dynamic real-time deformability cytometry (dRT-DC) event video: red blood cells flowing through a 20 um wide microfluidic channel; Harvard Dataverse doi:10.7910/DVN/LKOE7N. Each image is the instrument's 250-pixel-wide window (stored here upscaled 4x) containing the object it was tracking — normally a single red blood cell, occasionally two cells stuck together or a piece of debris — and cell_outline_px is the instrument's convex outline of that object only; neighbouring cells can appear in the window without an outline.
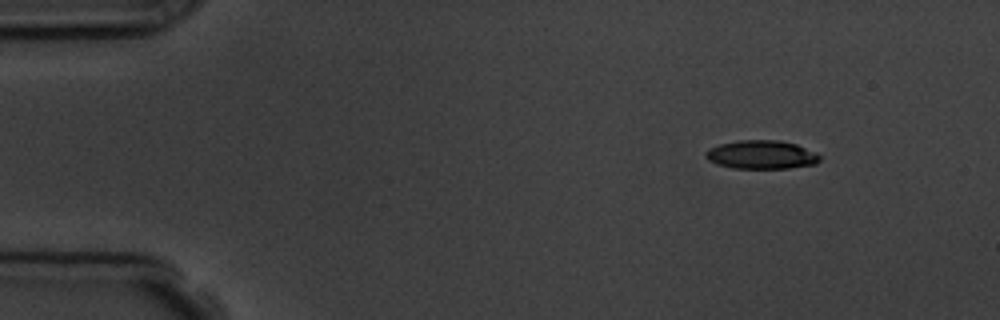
{"species": "common noctule bat (a hibernating species)", "species_latin": "Nyctalus noctula", "temperature_condition": "room temperature", "stored_images_in_passage": 4, "camera_frame_rate_fps": 3000, "um_per_image_px": 0.085, "animal": {"sex": "male", "body_mass_g": 19.5, "forearm_length_mm": 54.6}, "frame": {"image": 1, "passage_image": 1, "time_ms": 0.0, "image_size_px": [1000, 320], "cell_outline_px": [[820, 160], [816, 164], [788, 168], [732, 168], [716, 164], [708, 160], [704, 156], [704, 152], [708, 148], [720, 144], [740, 140], [776, 140], [796, 144], [816, 152], [820, 156]], "centroid_in_image_um": [64.7, 13.15], "position_along_channel_um": 20.3, "area_um2": 19.07}}
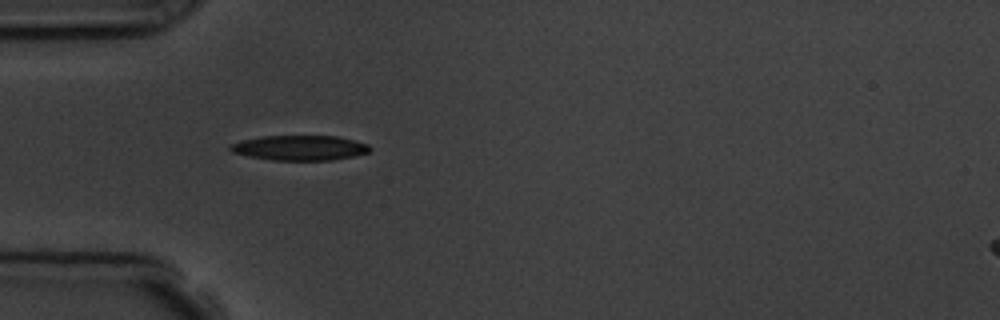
{"frame": {"image": 2, "passage_image": 3, "time_ms": 3.333, "image_size_px": [1000, 320], "cell_outline_px": [[372, 148], [368, 152], [352, 156], [332, 160], [272, 160], [248, 156], [232, 152], [228, 148], [232, 144], [244, 140], [264, 136], [336, 136], [368, 144]], "centroid_in_image_um": [25.48, 12.57], "position_along_channel_um": 59.5, "area_um2": 20.06}}